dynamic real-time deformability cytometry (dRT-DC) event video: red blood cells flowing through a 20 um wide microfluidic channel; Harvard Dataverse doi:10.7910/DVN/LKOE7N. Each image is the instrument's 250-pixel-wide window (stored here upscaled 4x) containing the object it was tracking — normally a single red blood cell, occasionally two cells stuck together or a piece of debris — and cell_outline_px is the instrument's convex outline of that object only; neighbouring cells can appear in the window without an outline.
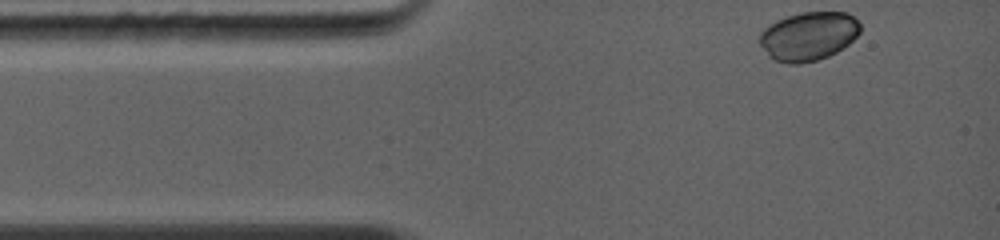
{"species": "common noctule bat (a hibernating species)", "species_latin": "Nyctalus noctula", "temperature_condition": "warm", "stored_images_in_passage": 7, "camera_frame_rate_fps": 5000, "um_per_image_px": 0.085, "animal": {"sex": "female", "body_mass_g": 19.0, "forearm_length_mm": 56.7}, "frame": {"image": 1, "passage_image": 1, "time_ms": 0.0, "image_size_px": [1000, 240], "cell_outline_px": [[860, 32], [848, 44], [836, 52], [828, 56], [816, 60], [796, 64], [788, 64], [776, 60], [768, 56], [760, 44], [760, 32], [768, 24], [776, 20], [800, 12], [848, 12], [860, 24]], "centroid_in_image_um": [68.7, 3.06], "position_along_channel_um": 16.3, "area_um2": 28.5}}
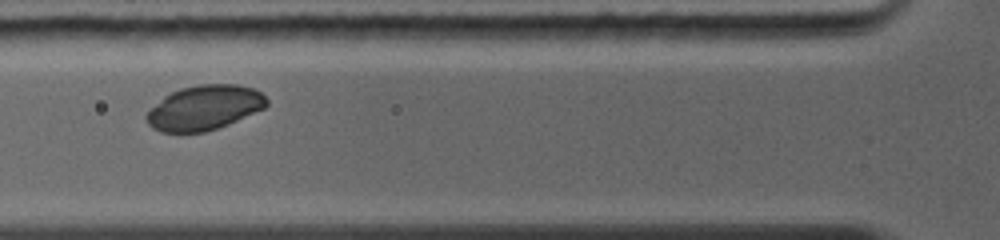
{"frame": {"image": 2, "passage_image": 4, "time_ms": 3.2, "image_size_px": [1000, 240], "cell_outline_px": [[268, 104], [264, 108], [228, 124], [204, 132], [160, 132], [152, 128], [148, 124], [144, 116], [164, 96], [180, 88], [200, 84], [240, 84], [252, 88], [260, 92], [268, 100]], "centroid_in_image_um": [17.36, 9.15], "position_along_channel_um": 108.4, "area_um2": 31.15}}
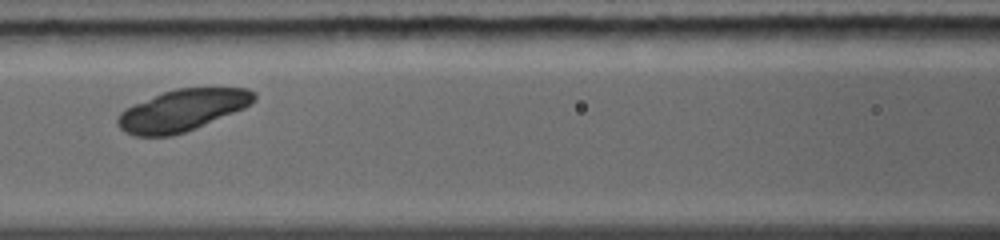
{"frame": {"image": 3, "passage_image": 5, "time_ms": 4.2, "image_size_px": [1000, 240], "cell_outline_px": [[256, 100], [244, 108], [196, 128], [172, 136], [136, 136], [120, 128], [116, 124], [116, 120], [120, 112], [124, 108], [164, 92], [176, 88], [248, 88], [256, 92]], "centroid_in_image_um": [15.5, 9.37], "position_along_channel_um": 151.1, "area_um2": 32.89}}